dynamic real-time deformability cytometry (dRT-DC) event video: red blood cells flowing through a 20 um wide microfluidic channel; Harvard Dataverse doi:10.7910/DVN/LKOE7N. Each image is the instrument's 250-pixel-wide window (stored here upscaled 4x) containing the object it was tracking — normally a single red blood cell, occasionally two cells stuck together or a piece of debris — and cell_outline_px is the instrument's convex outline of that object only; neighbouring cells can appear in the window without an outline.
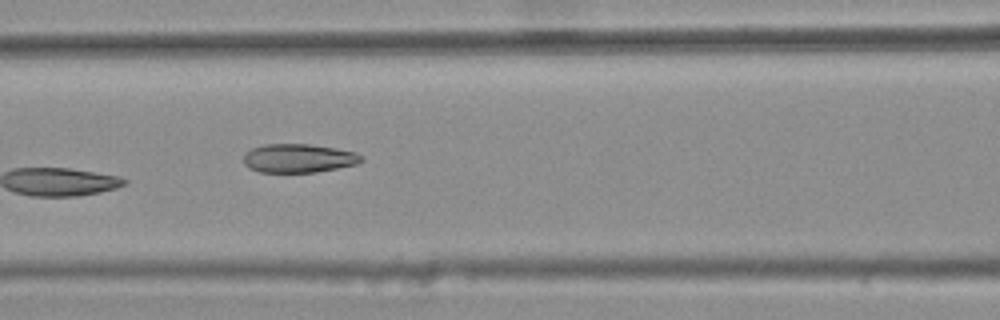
{"species": "common noctule bat (a hibernating species)", "species_latin": "Nyctalus noctula", "temperature_condition": "warm", "stored_images_in_passage": 9, "camera_frame_rate_fps": 3000, "um_per_image_px": 0.085, "animal": {"sex": "female", "body_mass_g": 25.1}, "frame": {"image": 1, "passage_image": 6, "time_ms": 1.667, "image_size_px": [1000, 320], "cell_outline_px": [[364, 160], [356, 164], [316, 172], [260, 172], [248, 168], [244, 164], [244, 152], [252, 148], [264, 144], [308, 144], [336, 148], [356, 152], [364, 156]], "centroid_in_image_um": [25.37, 13.44], "position_along_channel_um": 141.2, "area_um2": 19.83}}
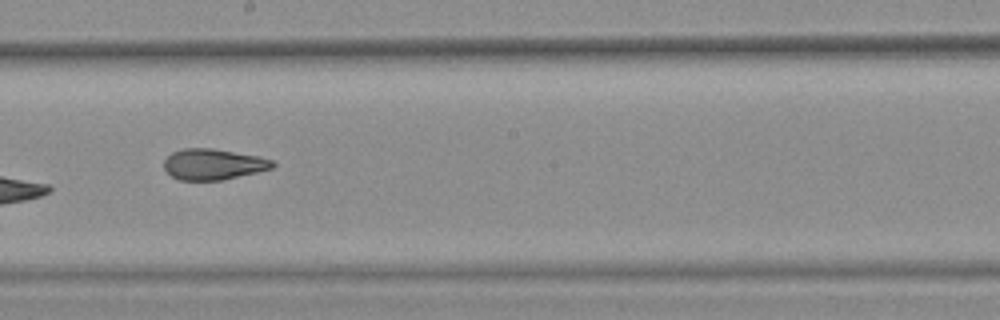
{"frame": {"image": 2, "passage_image": 8, "time_ms": 2.333, "image_size_px": [1000, 320], "cell_outline_px": [[276, 164], [272, 168], [256, 172], [220, 180], [180, 180], [172, 176], [164, 168], [164, 160], [172, 152], [184, 148], [212, 148], [260, 156], [272, 160]], "centroid_in_image_um": [18.12, 13.95], "position_along_channel_um": 230.1, "area_um2": 19.42}}
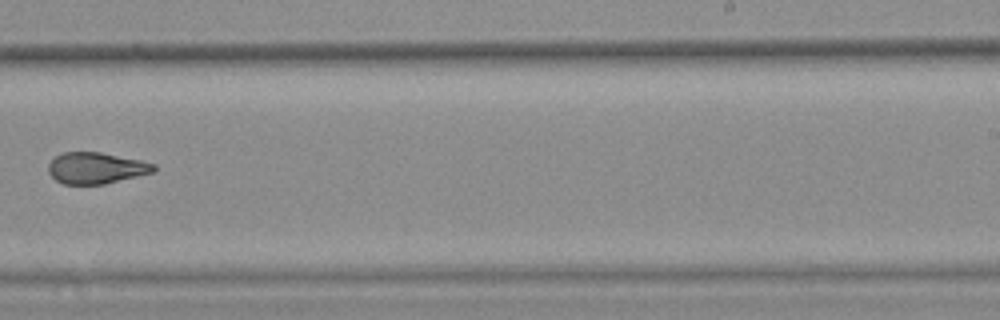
{"frame": {"image": 3, "passage_image": 9, "time_ms": 2.667, "image_size_px": [1000, 320], "cell_outline_px": [[156, 172], [104, 184], [64, 184], [56, 180], [48, 172], [48, 164], [56, 156], [64, 152], [100, 152], [140, 160], [156, 164]], "centroid_in_image_um": [8.19, 14.28], "position_along_channel_um": 280.8, "area_um2": 19.25}}